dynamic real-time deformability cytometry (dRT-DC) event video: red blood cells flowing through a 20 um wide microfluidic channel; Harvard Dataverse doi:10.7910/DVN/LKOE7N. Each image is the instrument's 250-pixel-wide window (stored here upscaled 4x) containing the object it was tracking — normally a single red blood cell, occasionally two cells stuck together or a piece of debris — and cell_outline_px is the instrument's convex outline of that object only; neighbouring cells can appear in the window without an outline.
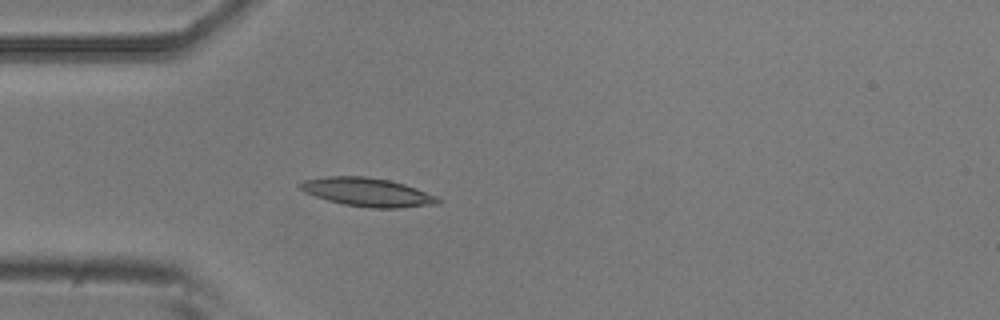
{"species": "common noctule bat (a hibernating species)", "species_latin": "Nyctalus noctula", "temperature_condition": "room temperature", "stored_images_in_passage": 5, "camera_frame_rate_fps": 3000, "um_per_image_px": 0.085, "animal": {"sex": "male", "body_mass_g": 20.5, "forearm_length_mm": 52.5}, "frame": {"image": 1, "passage_image": 5, "time_ms": 4.667, "image_size_px": [1000, 320], "cell_outline_px": [[444, 200], [440, 204], [400, 208], [368, 208], [344, 204], [328, 200], [304, 192], [296, 184], [304, 180], [328, 176], [368, 176], [388, 180], [404, 184], [436, 196]], "centroid_in_image_um": [31.25, 16.34], "position_along_channel_um": 53.8, "area_um2": 23.0}}